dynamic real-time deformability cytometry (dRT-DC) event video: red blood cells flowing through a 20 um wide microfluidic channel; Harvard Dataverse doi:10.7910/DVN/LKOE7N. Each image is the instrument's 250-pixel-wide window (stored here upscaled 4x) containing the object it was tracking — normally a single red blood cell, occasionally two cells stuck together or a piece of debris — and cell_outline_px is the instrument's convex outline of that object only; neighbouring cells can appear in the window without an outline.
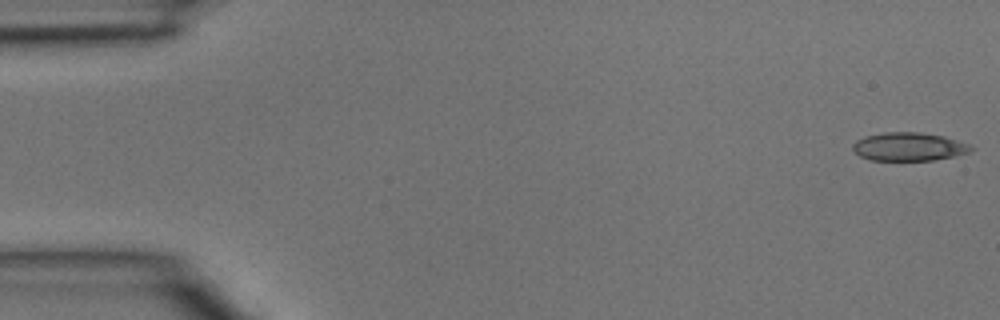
{"species": "common noctule bat (a hibernating species)", "species_latin": "Nyctalus noctula", "temperature_condition": "room temperature", "stored_images_in_passage": 42, "camera_frame_rate_fps": 3000, "um_per_image_px": 0.085, "animal": {"sex": "male", "body_mass_g": 15.6}, "frame": {"image": 1, "passage_image": 1, "time_ms": 0.0, "image_size_px": [1000, 320], "cell_outline_px": [[976, 148], [968, 152], [956, 156], [932, 160], [872, 160], [860, 156], [852, 148], [852, 144], [856, 140], [864, 136], [884, 132], [920, 132], [944, 136], [968, 144]], "centroid_in_image_um": [77.25, 12.46], "position_along_channel_um": 7.8, "area_um2": 19.54}}
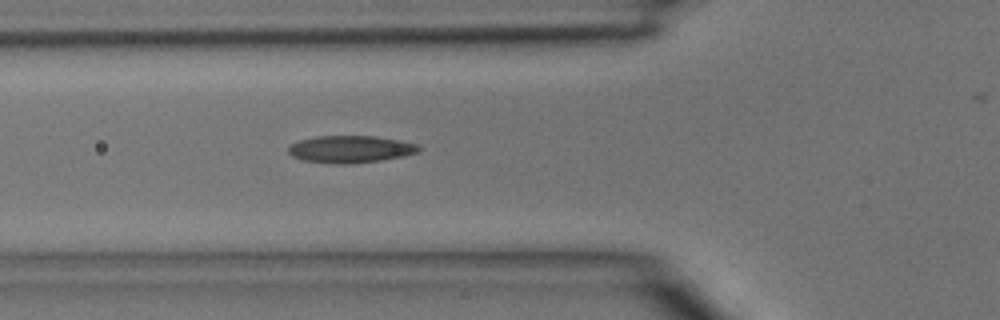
{"frame": {"image": 2, "passage_image": 16, "time_ms": 5.0, "image_size_px": [1000, 320], "cell_outline_px": [[420, 148], [416, 152], [404, 156], [380, 160], [352, 164], [332, 164], [304, 160], [292, 156], [288, 152], [288, 148], [292, 144], [300, 140], [316, 136], [376, 136], [400, 140], [420, 144]], "centroid_in_image_um": [29.8, 12.68], "position_along_channel_um": 96.0, "area_um2": 20.69}}
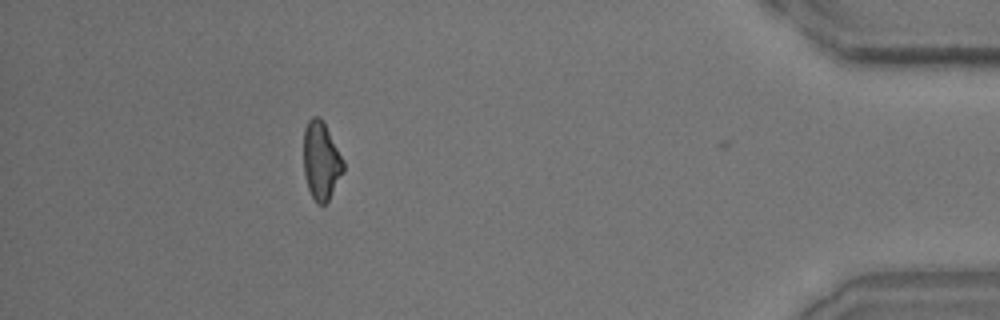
{"frame": {"image": 3, "passage_image": 41, "time_ms": 13.333, "image_size_px": [1000, 320], "cell_outline_px": [[344, 172], [328, 200], [324, 204], [316, 204], [308, 188], [304, 172], [304, 128], [308, 120], [312, 116], [320, 116], [344, 160]], "centroid_in_image_um": [27.3, 13.66], "position_along_channel_um": 407.9, "area_um2": 18.03}}